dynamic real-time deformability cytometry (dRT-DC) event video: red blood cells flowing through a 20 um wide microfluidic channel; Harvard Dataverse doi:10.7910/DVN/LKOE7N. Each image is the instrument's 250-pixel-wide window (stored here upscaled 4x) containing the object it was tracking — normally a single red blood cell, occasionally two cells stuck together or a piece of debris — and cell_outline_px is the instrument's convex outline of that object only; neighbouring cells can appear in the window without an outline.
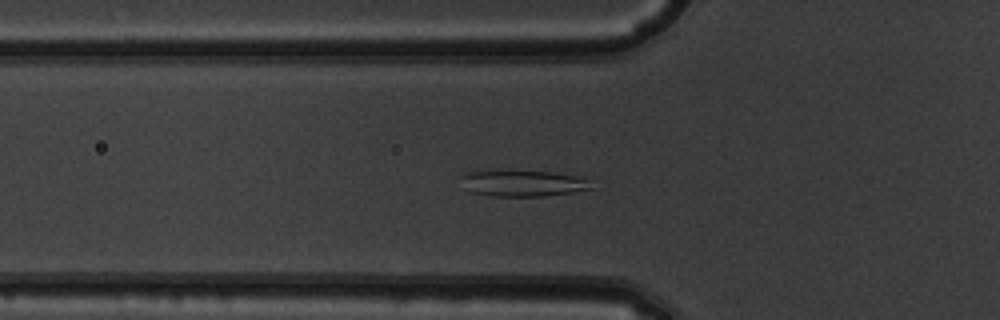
{"species": "common noctule bat (a hibernating species)", "species_latin": "Nyctalus noctula", "temperature_condition": "warm", "stored_images_in_passage": 45, "camera_frame_rate_fps": 3000, "um_per_image_px": 0.085, "animal": {"sex": "male", "body_mass_g": 19.5, "forearm_length_mm": 54.6}, "frame": {"image": 1, "passage_image": 12, "time_ms": 3.667, "image_size_px": [1000, 320], "cell_outline_px": [[592, 188], [572, 192], [544, 196], [488, 196], [468, 192], [456, 176], [464, 172], [552, 172], [576, 176], [588, 180]], "centroid_in_image_um": [44.33, 15.6], "position_along_channel_um": 81.5, "area_um2": 19.65}}
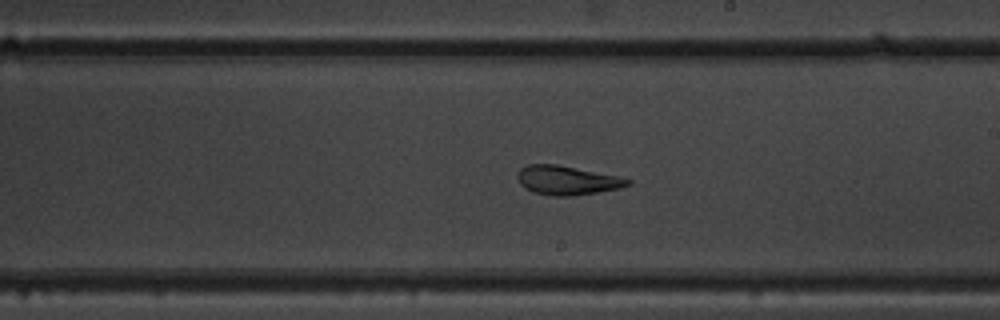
{"frame": {"image": 2, "passage_image": 24, "time_ms": 7.667, "image_size_px": [1000, 320], "cell_outline_px": [[632, 184], [620, 188], [572, 196], [552, 196], [532, 192], [524, 188], [520, 184], [516, 176], [520, 168], [528, 164], [556, 164], [620, 176], [632, 180]], "centroid_in_image_um": [48.19, 15.32], "position_along_channel_um": 240.8, "area_um2": 18.84}}
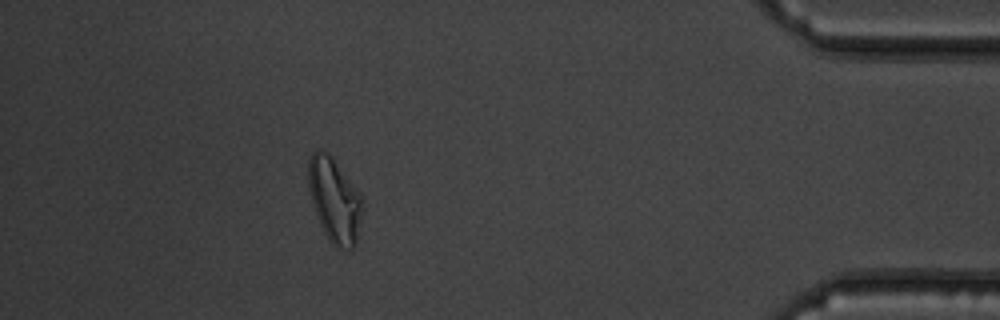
{"frame": {"image": 3, "passage_image": 40, "time_ms": 13.0, "image_size_px": [1000, 320], "cell_outline_px": [[364, 208], [356, 244], [352, 252], [336, 248], [328, 240], [320, 224], [312, 204], [308, 188], [308, 160], [312, 152], [328, 152], [332, 156], [360, 196]], "centroid_in_image_um": [28.44, 17.1], "position_along_channel_um": 406.8, "area_um2": 26.7}, "authors_computed_cell_mechanics": {"area_um2": 22.1952, "velocity_mm_per_s": 3.98, "shape_relaxation_time_tau1_ms": null, "shape_relaxation_time_tau2_ms": 3.0484, "deformation_change_tau1": null, "deformation_change_tau2": 0.1056}}